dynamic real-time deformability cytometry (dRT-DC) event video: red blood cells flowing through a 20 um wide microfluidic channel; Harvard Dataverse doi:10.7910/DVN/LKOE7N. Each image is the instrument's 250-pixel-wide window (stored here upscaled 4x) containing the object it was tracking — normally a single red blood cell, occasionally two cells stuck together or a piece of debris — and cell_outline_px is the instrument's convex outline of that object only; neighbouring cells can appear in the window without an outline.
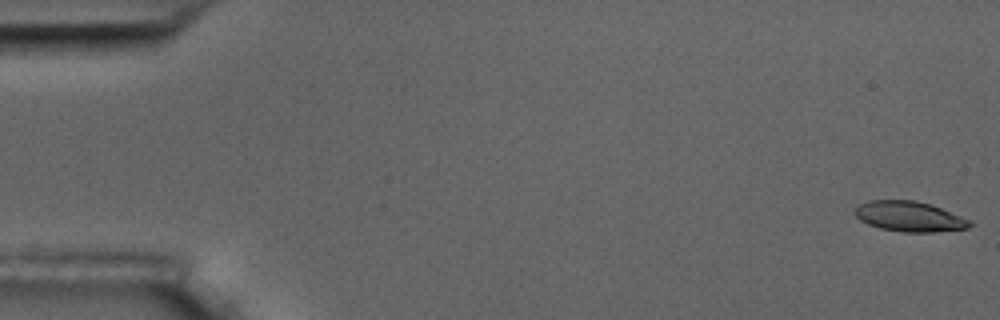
{"species": "common noctule bat (a hibernating species)", "species_latin": "Nyctalus noctula", "temperature_condition": "room temperature", "stored_images_in_passage": 10, "camera_frame_rate_fps": 3000, "um_per_image_px": 0.085, "animal": {"sex": "male", "body_mass_g": 17.5, "forearm_length_mm": 52.3}, "frame": {"image": 1, "passage_image": 1, "time_ms": 0.0, "image_size_px": [1000, 320], "cell_outline_px": [[972, 224], [968, 228], [932, 232], [904, 232], [880, 228], [868, 224], [860, 220], [852, 212], [860, 204], [868, 200], [916, 200], [932, 204], [972, 220]], "centroid_in_image_um": [77.31, 18.39], "position_along_channel_um": 7.7, "area_um2": 20.4}}
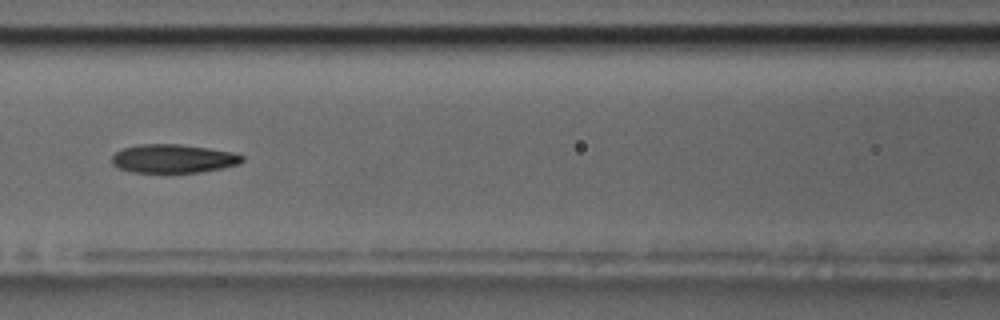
{"frame": {"image": 2, "passage_image": 8, "time_ms": 8.0, "image_size_px": [1000, 320], "cell_outline_px": [[244, 160], [240, 164], [224, 168], [200, 172], [132, 172], [120, 168], [112, 164], [112, 156], [116, 152], [124, 148], [140, 144], [180, 144], [208, 148], [232, 152], [244, 156]], "centroid_in_image_um": [14.76, 13.48], "position_along_channel_um": 151.8, "area_um2": 21.68}}
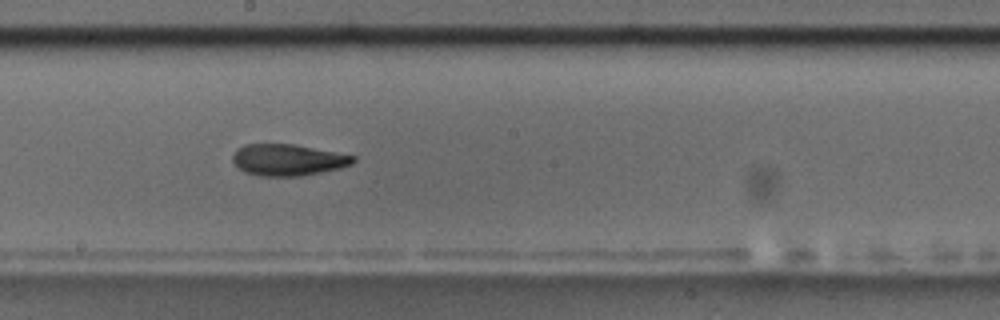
{"frame": {"image": 3, "passage_image": 10, "time_ms": 10.0, "image_size_px": [1000, 320], "cell_outline_px": [[356, 160], [352, 164], [340, 168], [300, 176], [260, 176], [244, 172], [232, 160], [232, 156], [236, 148], [244, 144], [296, 144], [356, 156]], "centroid_in_image_um": [24.47, 13.58], "position_along_channel_um": 223.7, "area_um2": 22.2}}